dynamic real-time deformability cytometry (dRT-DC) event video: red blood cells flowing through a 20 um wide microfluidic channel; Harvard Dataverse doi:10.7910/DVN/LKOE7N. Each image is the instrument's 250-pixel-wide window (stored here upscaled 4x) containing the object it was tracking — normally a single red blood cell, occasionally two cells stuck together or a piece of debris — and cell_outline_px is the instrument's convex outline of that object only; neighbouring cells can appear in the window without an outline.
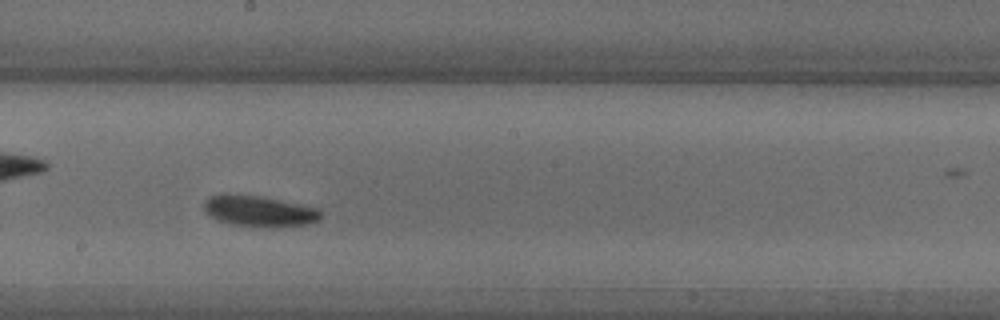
{"species": "common noctule bat (a hibernating species)", "species_latin": "Nyctalus noctula", "temperature_condition": "warm", "stored_images_in_passage": 25, "camera_frame_rate_fps": 3000, "um_per_image_px": 0.085, "animal": {"sex": "male", "body_mass_g": 18.8}, "frame": {"image": 1, "passage_image": 11, "time_ms": 3.333, "image_size_px": [1000, 320], "cell_outline_px": [[324, 212], [316, 220], [308, 224], [284, 228], [264, 228], [228, 224], [216, 220], [208, 216], [204, 208], [204, 200], [212, 196], [236, 192], [260, 196], [320, 208]], "centroid_in_image_um": [22.03, 17.96], "position_along_channel_um": 226.2, "area_um2": 21.85}}
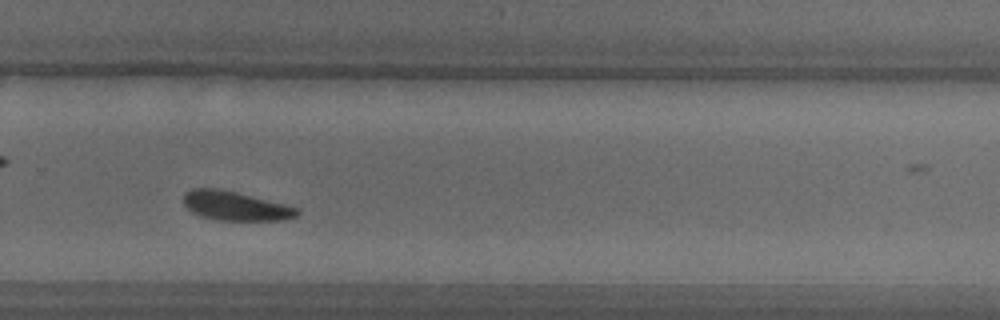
{"frame": {"image": 2, "passage_image": 15, "time_ms": 4.667, "image_size_px": [1000, 320], "cell_outline_px": [[300, 212], [296, 216], [284, 220], [216, 220], [200, 216], [192, 212], [184, 204], [184, 192], [192, 188], [220, 188], [300, 208]], "centroid_in_image_um": [19.99, 17.5], "position_along_channel_um": 309.8, "area_um2": 19.31}}
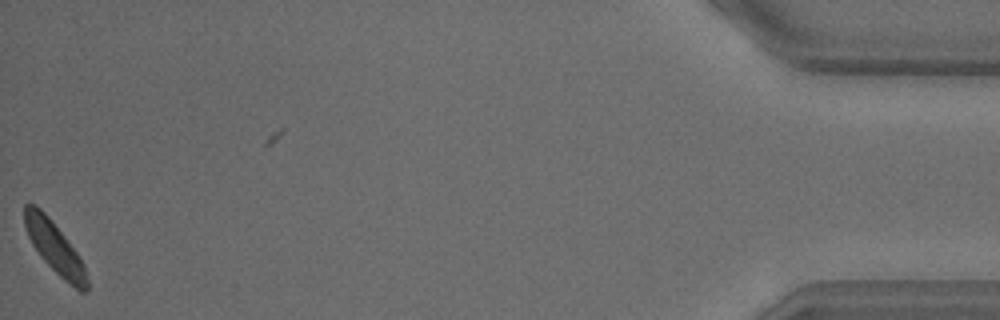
{"frame": {"image": 3, "passage_image": 25, "time_ms": 8.0, "image_size_px": [1000, 320], "cell_outline_px": [[88, 292], [80, 292], [64, 280], [40, 256], [32, 244], [28, 236], [24, 224], [24, 204], [36, 204], [52, 220], [76, 252], [84, 268], [88, 280]], "centroid_in_image_um": [4.63, 21.04], "position_along_channel_um": 430.6, "area_um2": 18.38}}